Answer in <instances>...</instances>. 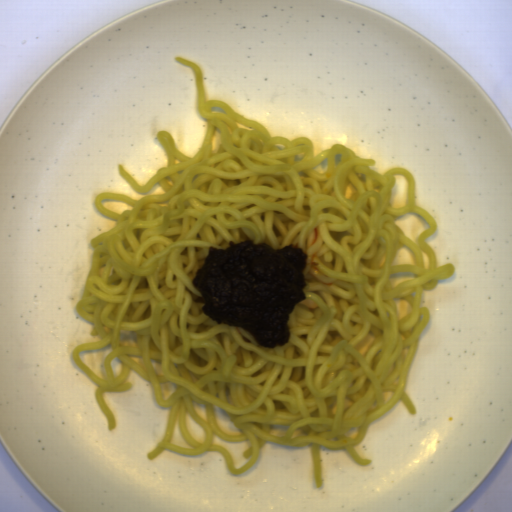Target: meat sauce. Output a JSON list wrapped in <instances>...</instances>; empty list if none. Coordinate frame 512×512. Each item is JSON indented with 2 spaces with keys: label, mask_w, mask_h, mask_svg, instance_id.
I'll use <instances>...</instances> for the list:
<instances>
[{
  "label": "meat sauce",
  "mask_w": 512,
  "mask_h": 512,
  "mask_svg": "<svg viewBox=\"0 0 512 512\" xmlns=\"http://www.w3.org/2000/svg\"><path fill=\"white\" fill-rule=\"evenodd\" d=\"M226 249L208 246L190 284L201 294V313L216 324L242 328L263 348L291 339L289 318L306 300V252L296 244L275 249L246 239Z\"/></svg>",
  "instance_id": "452cab56"
}]
</instances>
